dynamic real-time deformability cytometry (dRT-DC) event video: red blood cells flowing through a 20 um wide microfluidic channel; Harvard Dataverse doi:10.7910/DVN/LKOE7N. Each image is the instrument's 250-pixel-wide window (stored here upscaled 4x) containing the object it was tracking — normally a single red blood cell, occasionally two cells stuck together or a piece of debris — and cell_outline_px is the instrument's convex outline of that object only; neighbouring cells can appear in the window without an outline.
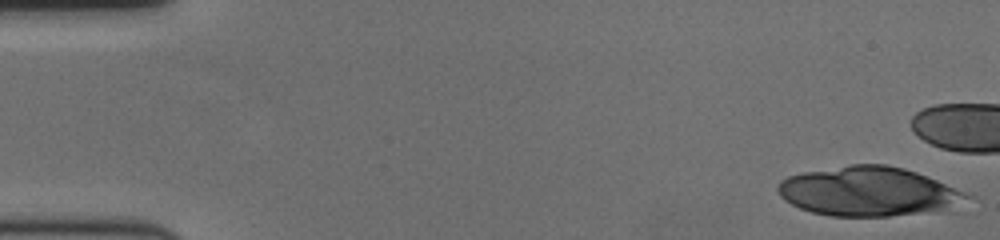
{"species": "human", "species_latin": "Homo sapiens", "temperature_condition": "cold", "stored_images_in_passage": 18, "camera_frame_rate_fps": 3000, "um_per_image_px": 0.085, "donor": {"sex": "female"}, "frame": {"image": 1, "passage_image": 1, "time_ms": 0.0, "image_size_px": [1000, 240], "cell_outline_px": [[976, 200], [948, 212], [888, 216], [828, 216], [812, 212], [800, 208], [784, 200], [780, 196], [776, 188], [780, 180], [788, 176], [804, 172], [852, 164], [888, 164], [904, 168], [916, 172], [936, 180], [964, 192], [972, 196]], "centroid_in_image_um": [73.94, 16.3], "position_along_channel_um": 11.1, "area_um2": 55.31}}